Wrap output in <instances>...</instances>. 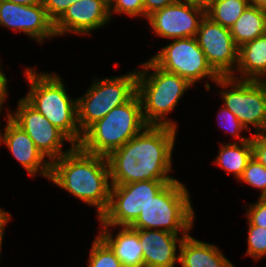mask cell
I'll return each mask as SVG.
<instances>
[{
  "label": "cell",
  "instance_id": "obj_2",
  "mask_svg": "<svg viewBox=\"0 0 266 267\" xmlns=\"http://www.w3.org/2000/svg\"><path fill=\"white\" fill-rule=\"evenodd\" d=\"M50 181L88 205L96 206L98 219L110 202V169L107 157L75 146L51 163Z\"/></svg>",
  "mask_w": 266,
  "mask_h": 267
},
{
  "label": "cell",
  "instance_id": "obj_25",
  "mask_svg": "<svg viewBox=\"0 0 266 267\" xmlns=\"http://www.w3.org/2000/svg\"><path fill=\"white\" fill-rule=\"evenodd\" d=\"M239 181H243L259 190L261 189L260 197H266V168L254 157L248 162Z\"/></svg>",
  "mask_w": 266,
  "mask_h": 267
},
{
  "label": "cell",
  "instance_id": "obj_33",
  "mask_svg": "<svg viewBox=\"0 0 266 267\" xmlns=\"http://www.w3.org/2000/svg\"><path fill=\"white\" fill-rule=\"evenodd\" d=\"M7 83V77L0 68V112L2 111V104H4L7 97Z\"/></svg>",
  "mask_w": 266,
  "mask_h": 267
},
{
  "label": "cell",
  "instance_id": "obj_32",
  "mask_svg": "<svg viewBox=\"0 0 266 267\" xmlns=\"http://www.w3.org/2000/svg\"><path fill=\"white\" fill-rule=\"evenodd\" d=\"M175 1L177 0H144V17L147 19L155 11L161 10Z\"/></svg>",
  "mask_w": 266,
  "mask_h": 267
},
{
  "label": "cell",
  "instance_id": "obj_14",
  "mask_svg": "<svg viewBox=\"0 0 266 267\" xmlns=\"http://www.w3.org/2000/svg\"><path fill=\"white\" fill-rule=\"evenodd\" d=\"M0 26L22 31L40 44L56 36L54 23L47 16L44 4L19 5L0 0Z\"/></svg>",
  "mask_w": 266,
  "mask_h": 267
},
{
  "label": "cell",
  "instance_id": "obj_21",
  "mask_svg": "<svg viewBox=\"0 0 266 267\" xmlns=\"http://www.w3.org/2000/svg\"><path fill=\"white\" fill-rule=\"evenodd\" d=\"M230 30L238 48L264 35L266 33V10L249 5Z\"/></svg>",
  "mask_w": 266,
  "mask_h": 267
},
{
  "label": "cell",
  "instance_id": "obj_1",
  "mask_svg": "<svg viewBox=\"0 0 266 267\" xmlns=\"http://www.w3.org/2000/svg\"><path fill=\"white\" fill-rule=\"evenodd\" d=\"M177 129L169 126L147 125L137 136L108 157L111 185L137 181H174L172 150Z\"/></svg>",
  "mask_w": 266,
  "mask_h": 267
},
{
  "label": "cell",
  "instance_id": "obj_20",
  "mask_svg": "<svg viewBox=\"0 0 266 267\" xmlns=\"http://www.w3.org/2000/svg\"><path fill=\"white\" fill-rule=\"evenodd\" d=\"M239 80L266 81V33L238 48L236 66Z\"/></svg>",
  "mask_w": 266,
  "mask_h": 267
},
{
  "label": "cell",
  "instance_id": "obj_31",
  "mask_svg": "<svg viewBox=\"0 0 266 267\" xmlns=\"http://www.w3.org/2000/svg\"><path fill=\"white\" fill-rule=\"evenodd\" d=\"M253 157L266 168V131L251 134Z\"/></svg>",
  "mask_w": 266,
  "mask_h": 267
},
{
  "label": "cell",
  "instance_id": "obj_26",
  "mask_svg": "<svg viewBox=\"0 0 266 267\" xmlns=\"http://www.w3.org/2000/svg\"><path fill=\"white\" fill-rule=\"evenodd\" d=\"M247 255L255 260L266 256V228L251 225L248 222Z\"/></svg>",
  "mask_w": 266,
  "mask_h": 267
},
{
  "label": "cell",
  "instance_id": "obj_28",
  "mask_svg": "<svg viewBox=\"0 0 266 267\" xmlns=\"http://www.w3.org/2000/svg\"><path fill=\"white\" fill-rule=\"evenodd\" d=\"M222 107L223 108L220 109V112L217 114V116L220 120H221V118L223 119L222 121H223L224 125H221L219 123H218V125L219 126L221 125L224 130H226L227 132H230V134H232V136L234 135L235 138H238L239 139L238 142H243V141L249 140L250 139L249 137L245 138L244 136L242 137L240 135V132L243 129L246 130V128L241 124V122L238 120V118L229 109H227L224 105ZM220 116H221V118H220Z\"/></svg>",
  "mask_w": 266,
  "mask_h": 267
},
{
  "label": "cell",
  "instance_id": "obj_8",
  "mask_svg": "<svg viewBox=\"0 0 266 267\" xmlns=\"http://www.w3.org/2000/svg\"><path fill=\"white\" fill-rule=\"evenodd\" d=\"M216 85L222 89L223 105L241 122L255 127V133L266 131V81L239 80L233 77H220Z\"/></svg>",
  "mask_w": 266,
  "mask_h": 267
},
{
  "label": "cell",
  "instance_id": "obj_16",
  "mask_svg": "<svg viewBox=\"0 0 266 267\" xmlns=\"http://www.w3.org/2000/svg\"><path fill=\"white\" fill-rule=\"evenodd\" d=\"M5 131L0 130V144H6L14 158L21 163L31 177L38 173L50 179L51 163L37 149L30 136L8 116Z\"/></svg>",
  "mask_w": 266,
  "mask_h": 267
},
{
  "label": "cell",
  "instance_id": "obj_4",
  "mask_svg": "<svg viewBox=\"0 0 266 267\" xmlns=\"http://www.w3.org/2000/svg\"><path fill=\"white\" fill-rule=\"evenodd\" d=\"M137 70V94L142 104V115L147 125L169 126L177 124L165 118L192 86L186 79L169 73L148 60ZM153 71L151 74L150 72Z\"/></svg>",
  "mask_w": 266,
  "mask_h": 267
},
{
  "label": "cell",
  "instance_id": "obj_30",
  "mask_svg": "<svg viewBox=\"0 0 266 267\" xmlns=\"http://www.w3.org/2000/svg\"><path fill=\"white\" fill-rule=\"evenodd\" d=\"M78 1L80 0H44V8L47 16L55 23L73 3Z\"/></svg>",
  "mask_w": 266,
  "mask_h": 267
},
{
  "label": "cell",
  "instance_id": "obj_15",
  "mask_svg": "<svg viewBox=\"0 0 266 267\" xmlns=\"http://www.w3.org/2000/svg\"><path fill=\"white\" fill-rule=\"evenodd\" d=\"M111 19L108 0H80L73 3L54 23L56 36L65 33L88 34Z\"/></svg>",
  "mask_w": 266,
  "mask_h": 267
},
{
  "label": "cell",
  "instance_id": "obj_36",
  "mask_svg": "<svg viewBox=\"0 0 266 267\" xmlns=\"http://www.w3.org/2000/svg\"><path fill=\"white\" fill-rule=\"evenodd\" d=\"M7 2L16 3L19 5H39L44 4V0H4Z\"/></svg>",
  "mask_w": 266,
  "mask_h": 267
},
{
  "label": "cell",
  "instance_id": "obj_19",
  "mask_svg": "<svg viewBox=\"0 0 266 267\" xmlns=\"http://www.w3.org/2000/svg\"><path fill=\"white\" fill-rule=\"evenodd\" d=\"M108 228L102 226L98 236L112 249L124 267H143L138 233L130 227H121L114 237Z\"/></svg>",
  "mask_w": 266,
  "mask_h": 267
},
{
  "label": "cell",
  "instance_id": "obj_12",
  "mask_svg": "<svg viewBox=\"0 0 266 267\" xmlns=\"http://www.w3.org/2000/svg\"><path fill=\"white\" fill-rule=\"evenodd\" d=\"M195 38L207 62L220 77H231L235 74L238 47L229 28L221 26L205 15Z\"/></svg>",
  "mask_w": 266,
  "mask_h": 267
},
{
  "label": "cell",
  "instance_id": "obj_22",
  "mask_svg": "<svg viewBox=\"0 0 266 267\" xmlns=\"http://www.w3.org/2000/svg\"><path fill=\"white\" fill-rule=\"evenodd\" d=\"M215 164L219 165L227 173L234 174L239 180L244 169L253 157V150L250 139L243 142L221 144Z\"/></svg>",
  "mask_w": 266,
  "mask_h": 267
},
{
  "label": "cell",
  "instance_id": "obj_7",
  "mask_svg": "<svg viewBox=\"0 0 266 267\" xmlns=\"http://www.w3.org/2000/svg\"><path fill=\"white\" fill-rule=\"evenodd\" d=\"M86 91L77 98V122L82 134L113 108L127 103L137 94V71L101 80L95 78Z\"/></svg>",
  "mask_w": 266,
  "mask_h": 267
},
{
  "label": "cell",
  "instance_id": "obj_17",
  "mask_svg": "<svg viewBox=\"0 0 266 267\" xmlns=\"http://www.w3.org/2000/svg\"><path fill=\"white\" fill-rule=\"evenodd\" d=\"M142 245L143 267H175L179 262L177 245L181 246L186 236L178 237L164 230L133 229Z\"/></svg>",
  "mask_w": 266,
  "mask_h": 267
},
{
  "label": "cell",
  "instance_id": "obj_3",
  "mask_svg": "<svg viewBox=\"0 0 266 267\" xmlns=\"http://www.w3.org/2000/svg\"><path fill=\"white\" fill-rule=\"evenodd\" d=\"M24 71L30 90L23 98L78 146L83 134L77 122V99L69 97L64 82L55 73L38 74L34 67Z\"/></svg>",
  "mask_w": 266,
  "mask_h": 267
},
{
  "label": "cell",
  "instance_id": "obj_38",
  "mask_svg": "<svg viewBox=\"0 0 266 267\" xmlns=\"http://www.w3.org/2000/svg\"><path fill=\"white\" fill-rule=\"evenodd\" d=\"M1 249H2V241H0V255H1Z\"/></svg>",
  "mask_w": 266,
  "mask_h": 267
},
{
  "label": "cell",
  "instance_id": "obj_9",
  "mask_svg": "<svg viewBox=\"0 0 266 267\" xmlns=\"http://www.w3.org/2000/svg\"><path fill=\"white\" fill-rule=\"evenodd\" d=\"M169 182L161 180L137 181L111 185L110 202L100 216L99 223L108 227H130L152 198Z\"/></svg>",
  "mask_w": 266,
  "mask_h": 267
},
{
  "label": "cell",
  "instance_id": "obj_18",
  "mask_svg": "<svg viewBox=\"0 0 266 267\" xmlns=\"http://www.w3.org/2000/svg\"><path fill=\"white\" fill-rule=\"evenodd\" d=\"M179 249L181 267H234L213 244L186 236Z\"/></svg>",
  "mask_w": 266,
  "mask_h": 267
},
{
  "label": "cell",
  "instance_id": "obj_5",
  "mask_svg": "<svg viewBox=\"0 0 266 267\" xmlns=\"http://www.w3.org/2000/svg\"><path fill=\"white\" fill-rule=\"evenodd\" d=\"M147 126L142 115L138 94L127 103L113 108L106 116L92 124L78 145L83 151L108 157Z\"/></svg>",
  "mask_w": 266,
  "mask_h": 267
},
{
  "label": "cell",
  "instance_id": "obj_6",
  "mask_svg": "<svg viewBox=\"0 0 266 267\" xmlns=\"http://www.w3.org/2000/svg\"><path fill=\"white\" fill-rule=\"evenodd\" d=\"M189 191L177 179L169 182L141 211L131 229L164 230L188 236L193 227L194 209Z\"/></svg>",
  "mask_w": 266,
  "mask_h": 267
},
{
  "label": "cell",
  "instance_id": "obj_37",
  "mask_svg": "<svg viewBox=\"0 0 266 267\" xmlns=\"http://www.w3.org/2000/svg\"><path fill=\"white\" fill-rule=\"evenodd\" d=\"M250 5L266 10V0H249Z\"/></svg>",
  "mask_w": 266,
  "mask_h": 267
},
{
  "label": "cell",
  "instance_id": "obj_11",
  "mask_svg": "<svg viewBox=\"0 0 266 267\" xmlns=\"http://www.w3.org/2000/svg\"><path fill=\"white\" fill-rule=\"evenodd\" d=\"M7 112L6 115L30 136L43 156L50 159V163L75 147L62 131L56 128L24 98L19 99L15 113L11 114L9 110ZM65 141L69 142L71 147L64 152L62 146Z\"/></svg>",
  "mask_w": 266,
  "mask_h": 267
},
{
  "label": "cell",
  "instance_id": "obj_23",
  "mask_svg": "<svg viewBox=\"0 0 266 267\" xmlns=\"http://www.w3.org/2000/svg\"><path fill=\"white\" fill-rule=\"evenodd\" d=\"M249 5V0H214L206 10V15L221 26L231 29Z\"/></svg>",
  "mask_w": 266,
  "mask_h": 267
},
{
  "label": "cell",
  "instance_id": "obj_24",
  "mask_svg": "<svg viewBox=\"0 0 266 267\" xmlns=\"http://www.w3.org/2000/svg\"><path fill=\"white\" fill-rule=\"evenodd\" d=\"M88 267H124L112 249L97 235L89 254Z\"/></svg>",
  "mask_w": 266,
  "mask_h": 267
},
{
  "label": "cell",
  "instance_id": "obj_27",
  "mask_svg": "<svg viewBox=\"0 0 266 267\" xmlns=\"http://www.w3.org/2000/svg\"><path fill=\"white\" fill-rule=\"evenodd\" d=\"M109 13L112 17L113 12L117 14H126L130 17H144V0H108Z\"/></svg>",
  "mask_w": 266,
  "mask_h": 267
},
{
  "label": "cell",
  "instance_id": "obj_29",
  "mask_svg": "<svg viewBox=\"0 0 266 267\" xmlns=\"http://www.w3.org/2000/svg\"><path fill=\"white\" fill-rule=\"evenodd\" d=\"M246 216L251 225L266 228V197H259L257 203L249 205Z\"/></svg>",
  "mask_w": 266,
  "mask_h": 267
},
{
  "label": "cell",
  "instance_id": "obj_34",
  "mask_svg": "<svg viewBox=\"0 0 266 267\" xmlns=\"http://www.w3.org/2000/svg\"><path fill=\"white\" fill-rule=\"evenodd\" d=\"M11 216L9 215L8 212L0 209V241H3V234H4V229L6 226V223H8V221H10Z\"/></svg>",
  "mask_w": 266,
  "mask_h": 267
},
{
  "label": "cell",
  "instance_id": "obj_35",
  "mask_svg": "<svg viewBox=\"0 0 266 267\" xmlns=\"http://www.w3.org/2000/svg\"><path fill=\"white\" fill-rule=\"evenodd\" d=\"M178 1L187 3L189 5H194V6L203 8L204 10H207L214 0H178Z\"/></svg>",
  "mask_w": 266,
  "mask_h": 267
},
{
  "label": "cell",
  "instance_id": "obj_13",
  "mask_svg": "<svg viewBox=\"0 0 266 267\" xmlns=\"http://www.w3.org/2000/svg\"><path fill=\"white\" fill-rule=\"evenodd\" d=\"M206 15L203 8L175 1L147 17L154 34L168 39L195 37Z\"/></svg>",
  "mask_w": 266,
  "mask_h": 267
},
{
  "label": "cell",
  "instance_id": "obj_10",
  "mask_svg": "<svg viewBox=\"0 0 266 267\" xmlns=\"http://www.w3.org/2000/svg\"><path fill=\"white\" fill-rule=\"evenodd\" d=\"M150 60L164 71L186 79L192 86L202 78L208 77L213 82L220 78L207 62L195 37L173 39Z\"/></svg>",
  "mask_w": 266,
  "mask_h": 267
}]
</instances>
